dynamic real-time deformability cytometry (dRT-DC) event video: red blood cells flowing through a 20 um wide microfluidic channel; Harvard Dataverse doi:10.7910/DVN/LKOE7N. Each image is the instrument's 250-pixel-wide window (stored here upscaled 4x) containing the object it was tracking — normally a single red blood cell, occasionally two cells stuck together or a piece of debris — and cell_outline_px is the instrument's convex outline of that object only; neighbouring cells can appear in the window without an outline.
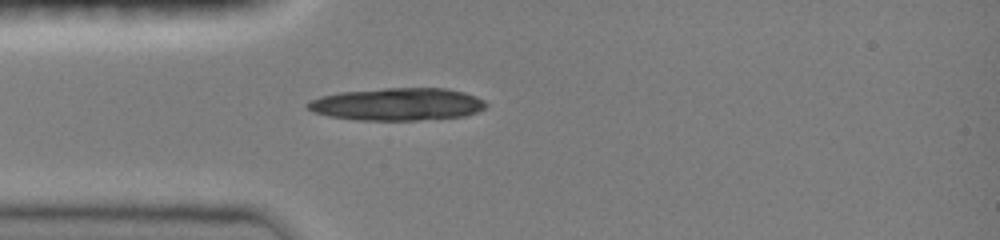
{"species": "common noctule bat (a hibernating species)", "species_latin": "Nyctalus noctula", "temperature_condition": "room temperature", "stored_images_in_passage": 5, "camera_frame_rate_fps": 3000, "um_per_image_px": 0.085, "animal": {"sex": "female", "body_mass_g": 19.0, "forearm_length_mm": 51.5}, "frame": {"image": 1, "passage_image": 1, "time_ms": 0.0, "image_size_px": [1000, 240], "cell_outline_px": [[488, 104], [484, 108], [476, 112], [464, 116], [416, 120], [356, 120], [328, 116], [312, 112], [304, 108], [304, 104], [308, 100], [320, 96], [340, 92], [384, 88], [444, 88], [464, 92], [476, 96], [484, 100]], "centroid_in_image_um": [33.71, 8.86], "position_along_channel_um": 51.3, "area_um2": 34.1}}